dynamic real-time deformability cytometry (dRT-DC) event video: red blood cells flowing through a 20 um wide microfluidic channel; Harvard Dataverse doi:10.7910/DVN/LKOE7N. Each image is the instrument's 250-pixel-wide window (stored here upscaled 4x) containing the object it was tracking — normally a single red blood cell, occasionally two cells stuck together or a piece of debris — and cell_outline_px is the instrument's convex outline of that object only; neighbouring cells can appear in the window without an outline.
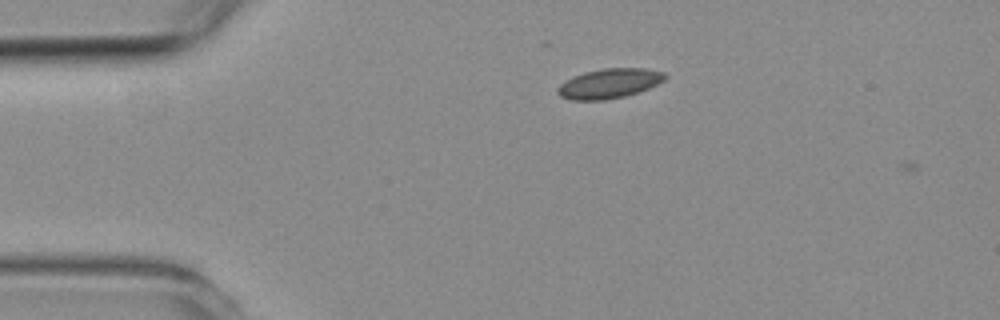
{"species": "common noctule bat (a hibernating species)", "species_latin": "Nyctalus noctula", "temperature_condition": "room temperature", "stored_images_in_passage": 2, "camera_frame_rate_fps": 3000, "um_per_image_px": 0.085, "animal": {"sex": "female", "body_mass_g": 19.3, "forearm_length_mm": 54.1}, "frame": {"image": 1, "passage_image": 1, "time_ms": 0.0, "image_size_px": [1000, 320], "cell_outline_px": [[668, 76], [664, 80], [648, 88], [624, 96], [604, 100], [572, 100], [560, 96], [556, 92], [556, 88], [560, 84], [584, 72], [604, 68], [644, 68], [664, 72]], "centroid_in_image_um": [51.78, 7.09], "position_along_channel_um": 33.2, "area_um2": 18.38}}